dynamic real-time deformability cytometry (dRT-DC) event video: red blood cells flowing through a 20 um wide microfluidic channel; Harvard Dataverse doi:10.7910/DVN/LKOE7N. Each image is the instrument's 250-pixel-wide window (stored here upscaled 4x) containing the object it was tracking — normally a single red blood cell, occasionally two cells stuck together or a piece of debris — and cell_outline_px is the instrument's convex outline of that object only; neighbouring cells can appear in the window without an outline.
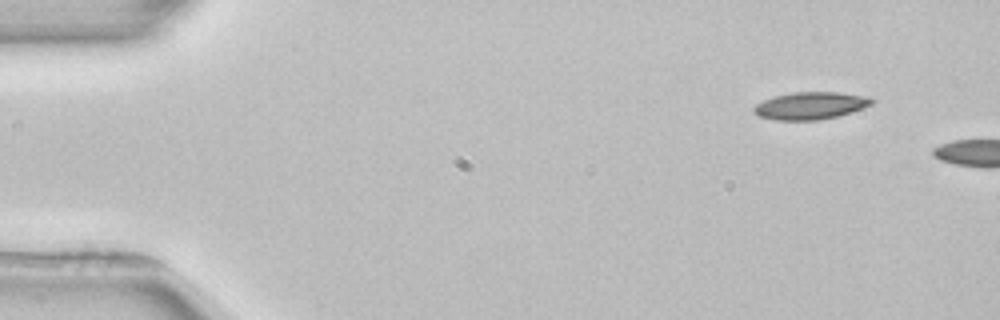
{"species": "common noctule bat (a hibernating species)", "species_latin": "Nyctalus noctula", "temperature_condition": "room temperature", "stored_images_in_passage": 2, "camera_frame_rate_fps": 3000, "um_per_image_px": 0.085, "animal": {"sex": "female", "body_mass_g": 22.7, "forearm_length_mm": 54.2}, "frame": {"image": 1, "passage_image": 1, "time_ms": 0.0, "image_size_px": [1000, 320], "cell_outline_px": [[876, 100], [872, 104], [836, 116], [820, 120], [776, 120], [760, 116], [752, 112], [752, 108], [756, 104], [764, 100], [776, 96], [792, 92], [836, 92], [868, 96]], "centroid_in_image_um": [68.87, 8.97], "position_along_channel_um": 16.1, "area_um2": 18.61}}